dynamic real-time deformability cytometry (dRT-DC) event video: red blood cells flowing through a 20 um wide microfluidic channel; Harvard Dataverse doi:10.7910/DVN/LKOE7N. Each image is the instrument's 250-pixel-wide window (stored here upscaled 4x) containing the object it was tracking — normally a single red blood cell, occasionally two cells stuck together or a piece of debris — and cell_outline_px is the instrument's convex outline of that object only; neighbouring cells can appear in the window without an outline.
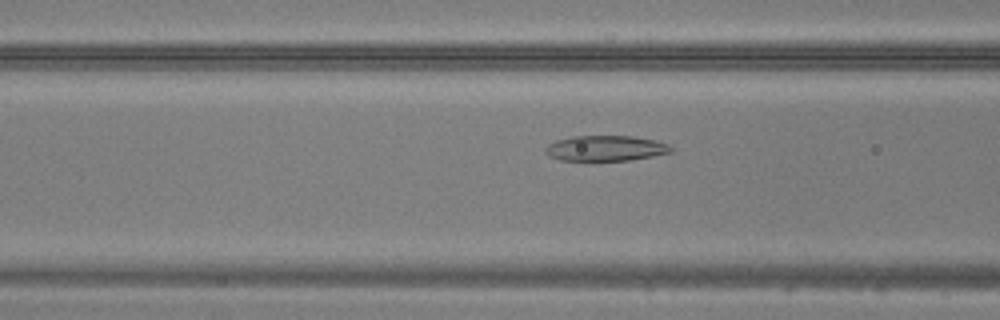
{"species": "common noctule bat (a hibernating species)", "species_latin": "Nyctalus noctula", "temperature_condition": "warm", "stored_images_in_passage": 49, "camera_frame_rate_fps": 3000, "um_per_image_px": 0.085, "animal": {"sex": "male", "body_mass_g": 20.5, "forearm_length_mm": 52.5}, "frame": {"image": 1, "passage_image": 20, "time_ms": 6.333, "image_size_px": [1000, 320], "cell_outline_px": [[672, 152], [652, 156], [628, 160], [560, 160], [548, 156], [544, 152], [544, 148], [548, 144], [556, 140], [572, 136], [632, 136], [656, 140], [668, 144], [672, 148]], "centroid_in_image_um": [51.44, 12.59], "position_along_channel_um": 115.2, "area_um2": 18.61}}
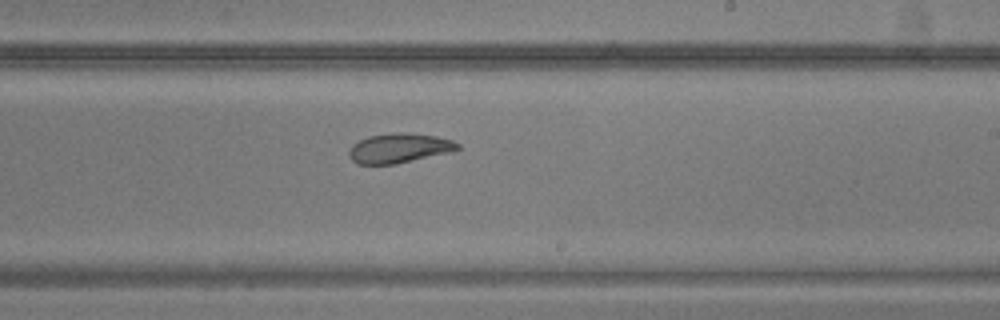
{"frame": {"image": 2, "passage_image": 30, "time_ms": 9.667, "image_size_px": [1000, 320], "cell_outline_px": [[460, 148], [452, 152], [396, 164], [356, 164], [348, 156], [348, 152], [352, 144], [368, 136], [396, 132], [404, 132], [436, 136], [452, 140], [460, 144]], "centroid_in_image_um": [33.93, 12.59], "position_along_channel_um": 255.1, "area_um2": 18.9}}
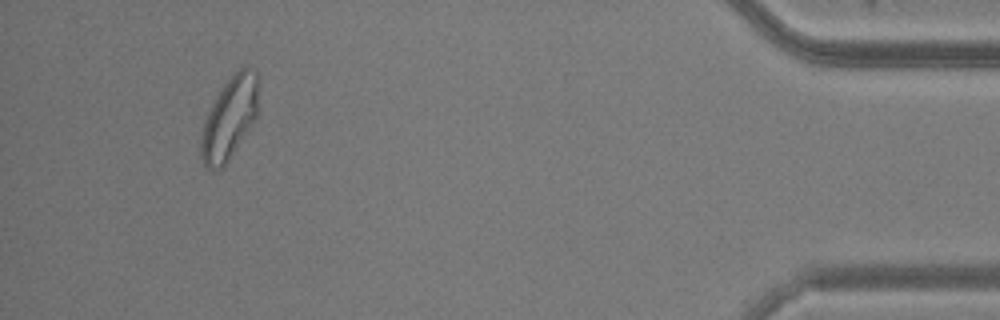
{"frame": {"image": 3, "passage_image": 46, "time_ms": 15.0, "image_size_px": [1000, 320], "cell_outline_px": [[260, 80], [256, 116], [224, 168], [208, 168], [204, 164], [200, 152], [200, 140], [204, 120], [216, 96], [232, 72], [244, 64], [256, 72]], "centroid_in_image_um": [19.52, 9.97], "position_along_channel_um": 415.7, "area_um2": 27.63}}